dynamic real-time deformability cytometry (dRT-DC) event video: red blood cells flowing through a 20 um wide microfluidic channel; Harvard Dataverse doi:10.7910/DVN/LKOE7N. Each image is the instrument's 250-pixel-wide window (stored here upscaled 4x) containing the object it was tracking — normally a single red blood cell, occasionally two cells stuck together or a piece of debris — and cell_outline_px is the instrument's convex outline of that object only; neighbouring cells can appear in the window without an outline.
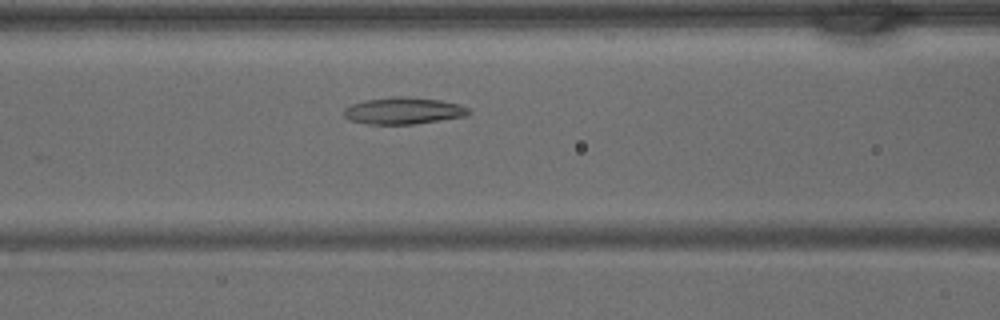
{"species": "common noctule bat (a hibernating species)", "species_latin": "Nyctalus noctula", "temperature_condition": "warm", "stored_images_in_passage": 32, "camera_frame_rate_fps": 3000, "um_per_image_px": 0.085, "animal": {"sex": "male", "body_mass_g": 15.6}, "frame": {"image": 1, "passage_image": 8, "time_ms": 2.333, "image_size_px": [1000, 320], "cell_outline_px": [[472, 112], [468, 116], [416, 124], [364, 124], [352, 120], [344, 116], [344, 108], [352, 104], [364, 100], [392, 96], [408, 96], [440, 100], [460, 104], [468, 108]], "centroid_in_image_um": [34.33, 9.41], "position_along_channel_um": 132.3, "area_um2": 19.77}}
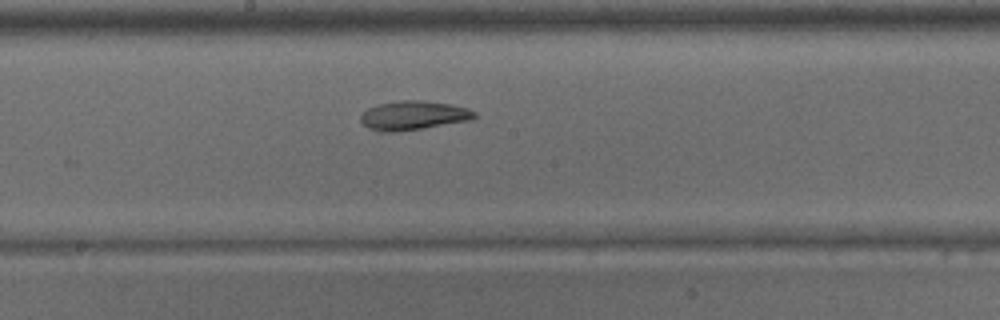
{"frame": {"image": 2, "passage_image": 13, "time_ms": 4.0, "image_size_px": [1000, 320], "cell_outline_px": [[476, 116], [472, 120], [396, 132], [376, 132], [368, 128], [360, 120], [360, 116], [368, 108], [376, 104], [404, 100], [424, 100], [452, 104], [468, 108], [476, 112]], "centroid_in_image_um": [35.13, 9.81], "position_along_channel_um": 213.1, "area_um2": 19.42}}
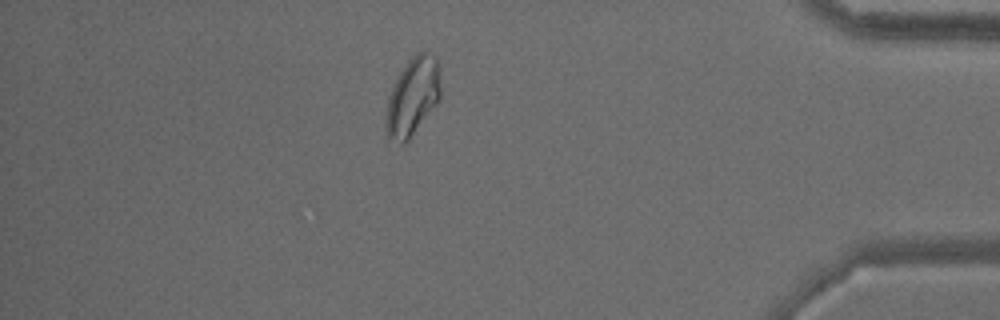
{"frame": {"image": 3, "passage_image": 27, "time_ms": 8.667, "image_size_px": [1000, 320], "cell_outline_px": [[440, 100], [408, 140], [404, 144], [400, 144], [388, 140], [384, 136], [384, 124], [388, 96], [400, 72], [408, 60], [416, 52], [428, 52], [436, 56], [440, 64]], "centroid_in_image_um": [35.06, 8.24], "position_along_channel_um": 400.1, "area_um2": 25.43}}